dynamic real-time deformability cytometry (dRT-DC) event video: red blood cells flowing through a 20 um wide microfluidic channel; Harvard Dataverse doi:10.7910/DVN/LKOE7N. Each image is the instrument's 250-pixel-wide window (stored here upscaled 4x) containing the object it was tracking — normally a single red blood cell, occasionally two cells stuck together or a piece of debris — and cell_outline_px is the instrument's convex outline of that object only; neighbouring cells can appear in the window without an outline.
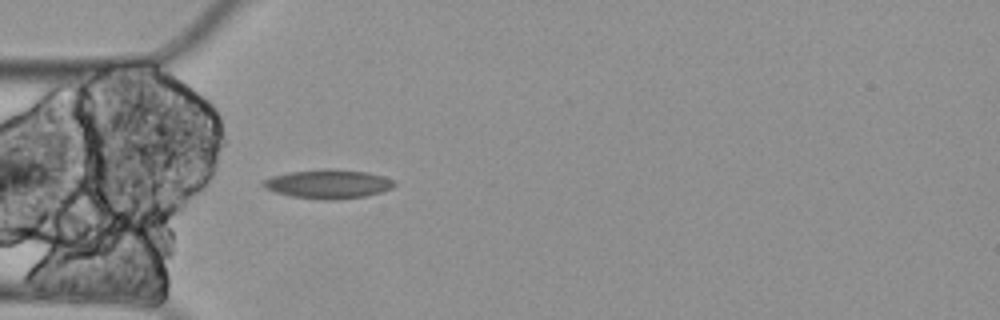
{"species": "Egyptian fruit bat (a non-hibernating species)", "species_latin": "Rousettus aegyptiacus", "temperature_condition": "cold", "stored_images_in_passage": 5, "camera_frame_rate_fps": 3000, "um_per_image_px": 0.085, "animal": {"sex": "female"}, "frame": {"image": 1, "passage_image": 5, "time_ms": 1.333, "image_size_px": [1000, 320], "cell_outline_px": [[396, 184], [392, 188], [380, 192], [364, 196], [332, 200], [324, 200], [292, 196], [276, 192], [264, 188], [260, 184], [260, 180], [272, 176], [288, 172], [324, 168], [328, 168], [368, 172], [384, 176], [396, 180]], "centroid_in_image_um": [27.88, 15.62], "position_along_channel_um": 57.1, "area_um2": 22.37}}